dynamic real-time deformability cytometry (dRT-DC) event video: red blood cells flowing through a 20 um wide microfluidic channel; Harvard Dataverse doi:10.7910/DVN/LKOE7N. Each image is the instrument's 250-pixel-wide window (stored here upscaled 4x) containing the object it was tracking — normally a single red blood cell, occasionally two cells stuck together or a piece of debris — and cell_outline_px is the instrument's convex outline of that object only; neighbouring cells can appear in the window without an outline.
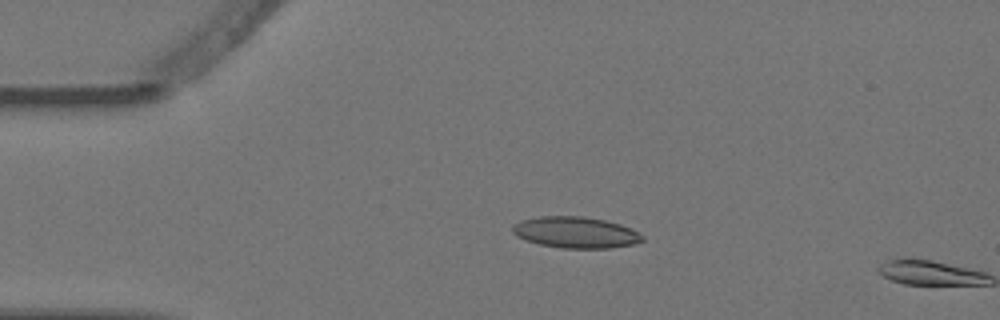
{"species": "Egyptian fruit bat (a non-hibernating species)", "species_latin": "Rousettus aegyptiacus", "temperature_condition": "warm", "stored_images_in_passage": 5, "camera_frame_rate_fps": 3000, "um_per_image_px": 0.085, "animal": {"sex": "female"}, "frame": {"image": 1, "passage_image": 4, "time_ms": 1.0, "image_size_px": [1000, 320], "cell_outline_px": [[644, 240], [632, 244], [608, 248], [560, 248], [540, 244], [524, 240], [516, 236], [512, 232], [512, 224], [520, 220], [540, 216], [584, 216], [604, 220], [620, 224], [632, 228], [644, 236]], "centroid_in_image_um": [48.9, 19.75], "position_along_channel_um": 36.1, "area_um2": 23.81}}